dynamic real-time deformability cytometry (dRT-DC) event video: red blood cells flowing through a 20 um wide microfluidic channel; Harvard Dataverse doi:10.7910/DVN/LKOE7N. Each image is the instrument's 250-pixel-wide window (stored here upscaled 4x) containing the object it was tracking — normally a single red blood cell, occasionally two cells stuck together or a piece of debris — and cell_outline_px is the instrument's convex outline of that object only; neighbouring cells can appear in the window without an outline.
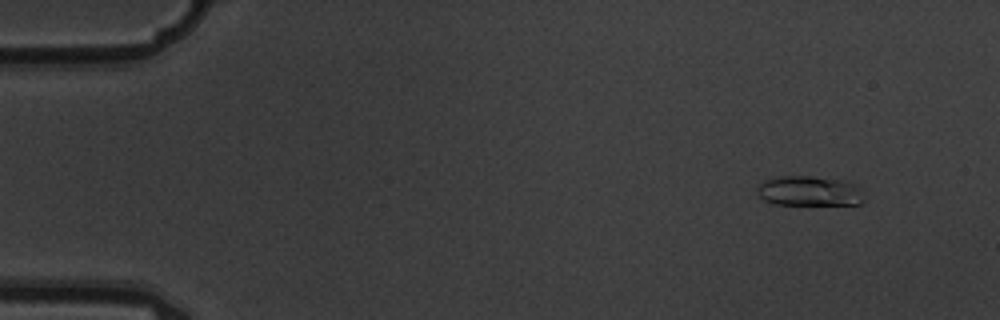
{"species": "common noctule bat (a hibernating species)", "species_latin": "Nyctalus noctula", "temperature_condition": "warm", "stored_images_in_passage": 9, "camera_frame_rate_fps": 3000, "um_per_image_px": 0.085, "animal": {"sex": "male", "body_mass_g": 19.5, "forearm_length_mm": 54.6}, "frame": {"image": 1, "passage_image": 2, "time_ms": 0.333, "image_size_px": [1000, 320], "cell_outline_px": [[864, 200], [860, 204], [772, 204], [764, 200], [756, 192], [756, 188], [764, 180], [780, 176], [812, 176], [844, 180], [856, 184], [864, 192]], "centroid_in_image_um": [68.81, 16.23], "position_along_channel_um": 16.2, "area_um2": 18.84}}
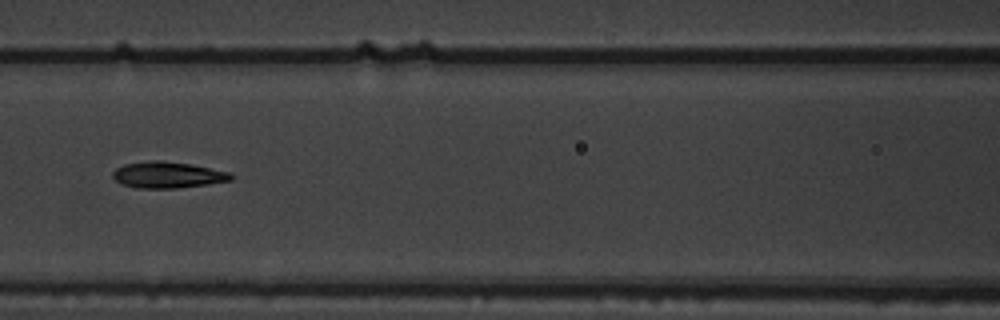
{"frame": {"image": 2, "passage_image": 7, "time_ms": 2.0, "image_size_px": [1000, 320], "cell_outline_px": [[236, 176], [232, 180], [208, 184], [176, 188], [136, 188], [124, 184], [116, 180], [112, 176], [112, 172], [116, 168], [124, 164], [152, 160], [160, 160], [192, 164], [228, 172]], "centroid_in_image_um": [14.26, 14.86], "position_along_channel_um": 152.3, "area_um2": 18.09}}
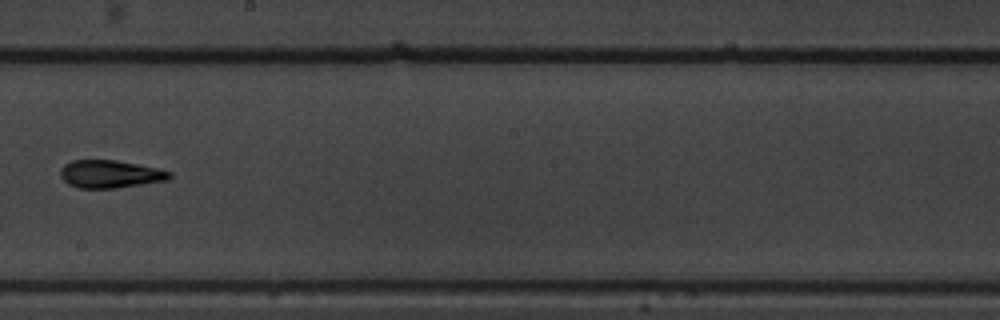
{"frame": {"image": 3, "passage_image": 9, "time_ms": 2.667, "image_size_px": [1000, 320], "cell_outline_px": [[172, 176], [168, 180], [116, 188], [76, 188], [68, 184], [60, 176], [60, 168], [64, 164], [72, 160], [116, 160], [156, 168], [172, 172]], "centroid_in_image_um": [9.33, 14.8], "position_along_channel_um": 238.9, "area_um2": 17.69}}